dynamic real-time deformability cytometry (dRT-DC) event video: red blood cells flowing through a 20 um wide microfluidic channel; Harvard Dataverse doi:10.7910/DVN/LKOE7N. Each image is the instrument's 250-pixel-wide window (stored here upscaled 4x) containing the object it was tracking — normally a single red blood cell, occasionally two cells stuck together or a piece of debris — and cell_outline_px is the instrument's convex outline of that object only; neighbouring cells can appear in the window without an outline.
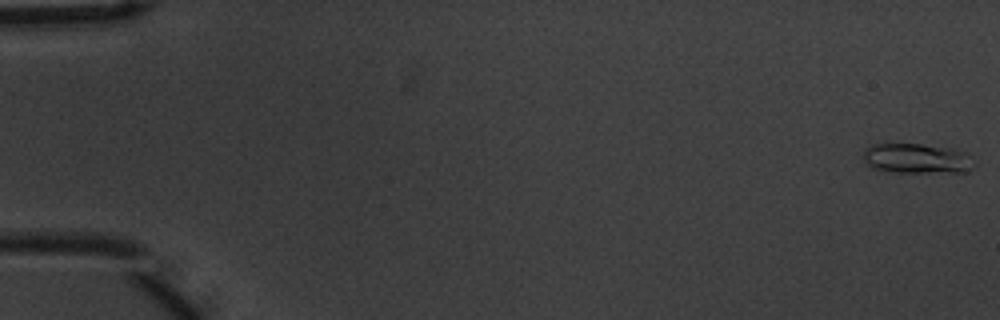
{"species": "common noctule bat (a hibernating species)", "species_latin": "Nyctalus noctula", "temperature_condition": "warm", "stored_images_in_passage": 56, "camera_frame_rate_fps": 3000, "um_per_image_px": 0.085, "animal": {"sex": "male", "body_mass_g": 20.1, "forearm_length_mm": 53.5}, "frame": {"image": 1, "passage_image": 1, "time_ms": 0.0, "image_size_px": [1000, 320], "cell_outline_px": [[976, 164], [968, 172], [896, 172], [872, 168], [864, 160], [864, 148], [872, 144], [920, 144], [952, 148], [968, 152]], "centroid_in_image_um": [77.99, 13.47], "position_along_channel_um": 7.0, "area_um2": 19.54}}
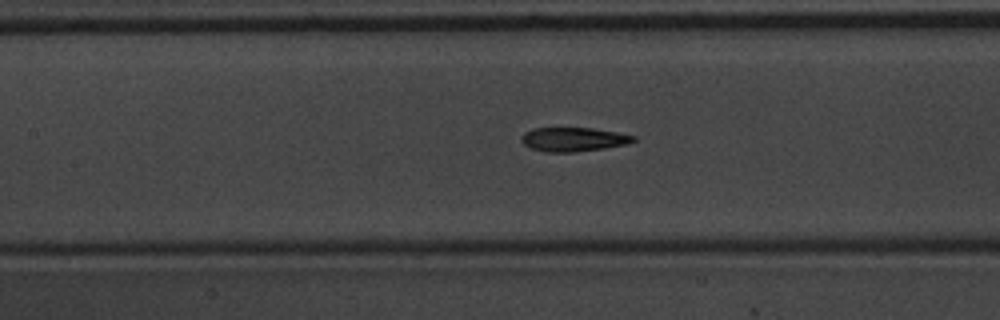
{"frame": {"image": 2, "passage_image": 26, "time_ms": 8.333, "image_size_px": [1000, 320], "cell_outline_px": [[636, 140], [628, 144], [604, 148], [572, 152], [548, 152], [532, 148], [524, 144], [520, 140], [520, 136], [524, 132], [532, 128], [592, 128], [616, 132], [636, 136]], "centroid_in_image_um": [48.73, 11.84], "position_along_channel_um": 158.7, "area_um2": 15.66}}
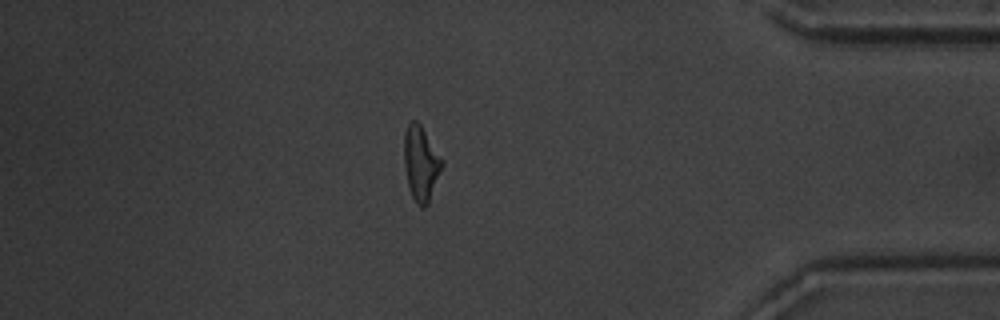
{"frame": {"image": 3, "passage_image": 48, "time_ms": 15.667, "image_size_px": [1000, 320], "cell_outline_px": [[444, 164], [428, 204], [424, 208], [420, 208], [416, 204], [412, 196], [408, 184], [404, 168], [404, 132], [408, 124], [412, 120], [416, 120], [420, 124], [444, 160]], "centroid_in_image_um": [35.78, 13.9], "position_along_channel_um": 399.4, "area_um2": 16.7}}